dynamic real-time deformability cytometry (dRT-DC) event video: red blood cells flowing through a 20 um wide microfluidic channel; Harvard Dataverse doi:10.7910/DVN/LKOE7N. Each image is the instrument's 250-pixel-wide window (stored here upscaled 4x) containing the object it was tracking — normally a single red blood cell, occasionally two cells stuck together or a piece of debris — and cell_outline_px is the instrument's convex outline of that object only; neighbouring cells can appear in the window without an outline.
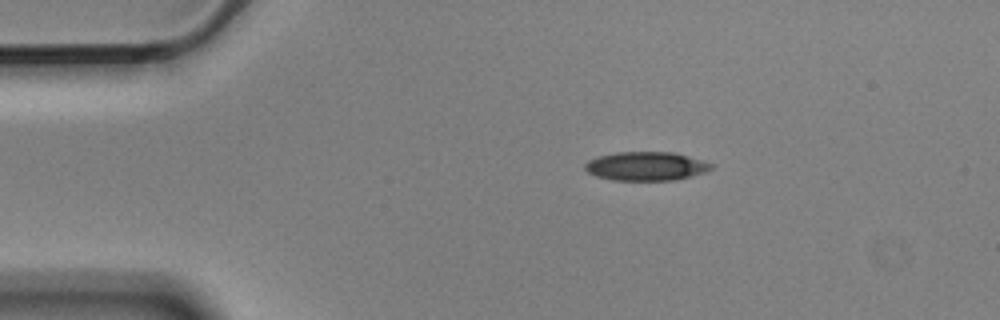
{"species": "Egyptian fruit bat (a non-hibernating species)", "species_latin": "Rousettus aegyptiacus", "temperature_condition": "cold", "stored_images_in_passage": 8, "camera_frame_rate_fps": 3000, "um_per_image_px": 0.085, "animal": {"sex": "male"}, "frame": {"image": 1, "passage_image": 1, "time_ms": 0.0, "image_size_px": [1000, 320], "cell_outline_px": [[712, 168], [704, 172], [692, 176], [672, 180], [612, 180], [596, 176], [588, 172], [584, 168], [584, 164], [588, 160], [600, 156], [616, 152], [672, 152], [700, 160], [712, 164]], "centroid_in_image_um": [54.87, 14.13], "position_along_channel_um": 30.1, "area_um2": 20.92}}
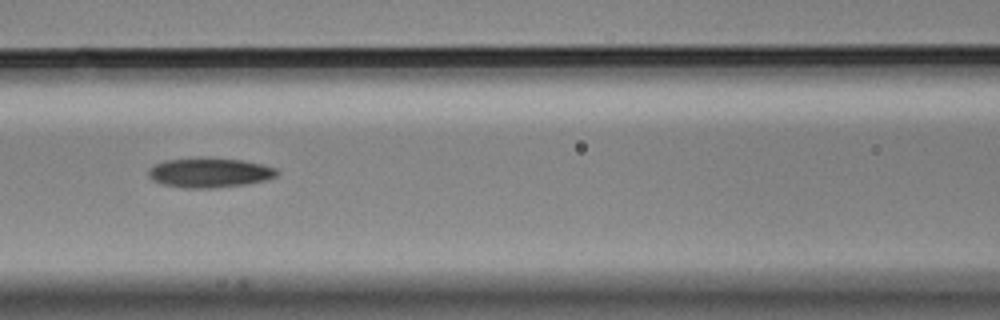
{"frame": {"image": 2, "passage_image": 5, "time_ms": 1.333, "image_size_px": [1000, 320], "cell_outline_px": [[280, 172], [276, 176], [264, 180], [248, 184], [212, 188], [184, 188], [164, 184], [152, 180], [148, 176], [148, 168], [152, 164], [164, 160], [200, 156], [204, 156], [240, 160], [260, 164], [276, 168]], "centroid_in_image_um": [17.75, 14.65], "position_along_channel_um": 148.8, "area_um2": 22.66}}
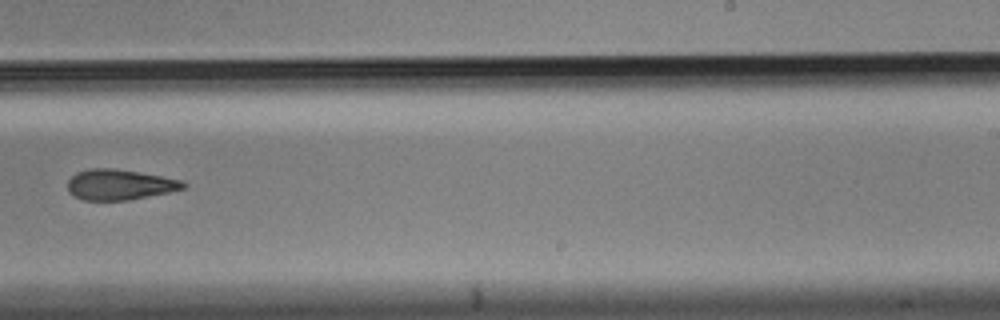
{"frame": {"image": 3, "passage_image": 8, "time_ms": 2.333, "image_size_px": [1000, 320], "cell_outline_px": [[188, 184], [184, 188], [168, 192], [128, 200], [84, 200], [68, 192], [68, 180], [76, 172], [92, 168], [112, 168], [184, 180]], "centroid_in_image_um": [10.16, 15.69], "position_along_channel_um": 278.8, "area_um2": 20.35}}